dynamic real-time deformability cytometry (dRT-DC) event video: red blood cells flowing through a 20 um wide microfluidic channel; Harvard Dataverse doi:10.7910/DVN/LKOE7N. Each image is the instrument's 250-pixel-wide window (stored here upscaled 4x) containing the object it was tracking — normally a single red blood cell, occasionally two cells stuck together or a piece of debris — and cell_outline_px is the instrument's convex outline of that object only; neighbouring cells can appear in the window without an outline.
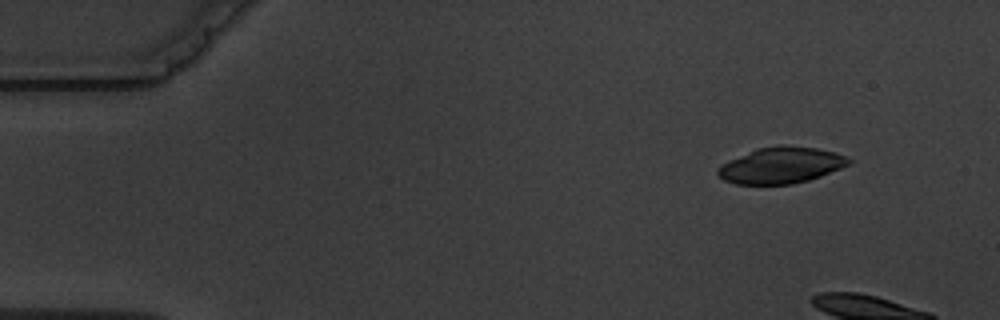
{"species": "common noctule bat (a hibernating species)", "species_latin": "Nyctalus noctula", "temperature_condition": "warm", "stored_images_in_passage": 3, "camera_frame_rate_fps": 3000, "um_per_image_px": 0.085, "animal": {"sex": "male", "body_mass_g": 19.5, "forearm_length_mm": 54.6}, "frame": {"image": 1, "passage_image": 2, "time_ms": 1.333, "image_size_px": [1000, 320], "cell_outline_px": [[852, 164], [820, 176], [808, 180], [792, 184], [736, 184], [724, 180], [716, 172], [716, 168], [720, 164], [728, 160], [756, 148], [784, 144], [816, 148], [836, 152], [852, 160]], "centroid_in_image_um": [66.38, 14.04], "position_along_channel_um": 18.6, "area_um2": 27.86}}
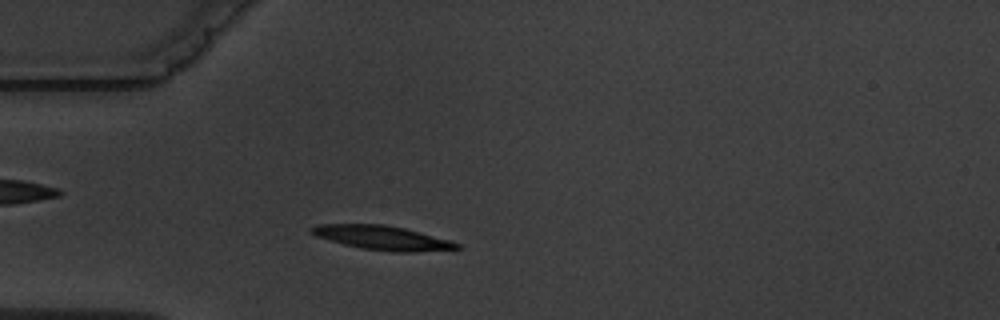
{"frame": {"image": 2, "passage_image": 3, "time_ms": 6.0, "image_size_px": [1000, 320], "cell_outline_px": [[460, 248], [416, 252], [396, 252], [360, 248], [344, 244], [316, 236], [308, 232], [308, 228], [316, 224], [384, 224], [404, 228], [420, 232], [448, 240], [460, 244]], "centroid_in_image_um": [32.43, 20.2], "position_along_channel_um": 52.6, "area_um2": 20.35}}